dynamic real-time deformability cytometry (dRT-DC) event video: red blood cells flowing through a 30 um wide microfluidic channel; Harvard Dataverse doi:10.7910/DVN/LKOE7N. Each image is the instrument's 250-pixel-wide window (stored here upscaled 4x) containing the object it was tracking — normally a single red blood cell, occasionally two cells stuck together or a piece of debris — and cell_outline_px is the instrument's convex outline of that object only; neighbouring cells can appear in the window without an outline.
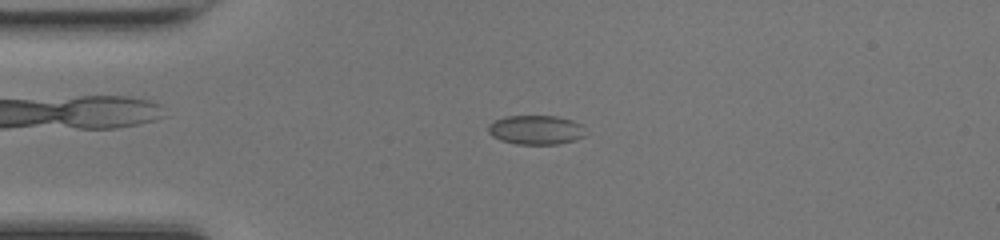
{"species": "common noctule bat (a hibernating species)", "species_latin": "Nyctalus noctula", "temperature_condition": "room temperature", "stored_images_in_passage": 46, "camera_frame_rate_fps": 3000, "um_per_image_px": 0.085, "animal": {"sex": "female", "body_mass_g": 17.0, "forearm_length_mm": 48.0}, "frame": {"image": 1, "passage_image": 10, "time_ms": 3.0, "image_size_px": [1000, 240], "cell_outline_px": [[584, 136], [576, 140], [560, 144], [516, 144], [500, 140], [492, 136], [488, 132], [488, 124], [496, 120], [508, 116], [556, 116], [572, 120], [580, 124]], "centroid_in_image_um": [45.52, 11.05], "position_along_channel_um": 39.5, "area_um2": 16.47}}
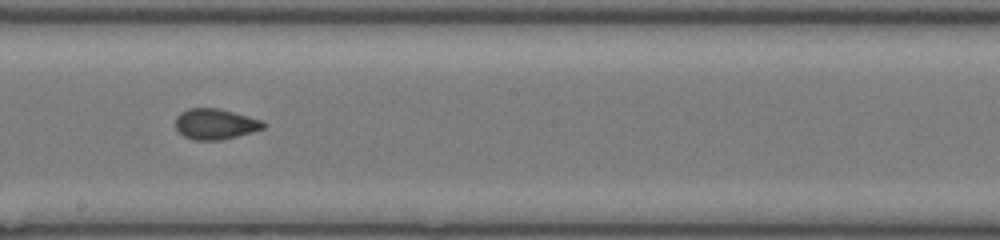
{"frame": {"image": 2, "passage_image": 25, "time_ms": 8.0, "image_size_px": [1000, 240], "cell_outline_px": [[268, 124], [264, 128], [252, 132], [220, 140], [192, 140], [184, 136], [176, 128], [176, 116], [180, 112], [188, 108], [220, 108], [264, 120]], "centroid_in_image_um": [18.33, 10.53], "position_along_channel_um": 229.9, "area_um2": 15.9}}
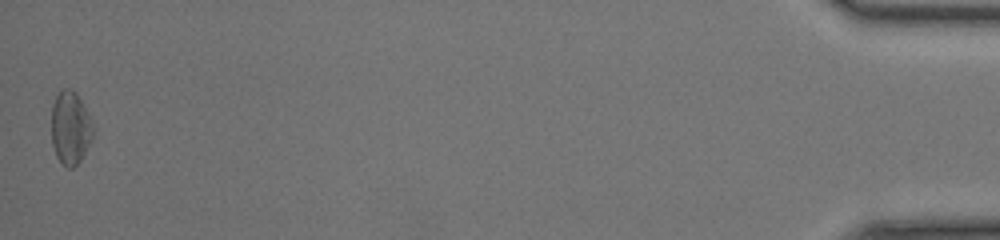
{"frame": {"image": 3, "passage_image": 46, "time_ms": 15.0, "image_size_px": [1000, 240], "cell_outline_px": [[92, 136], [80, 160], [72, 168], [68, 168], [56, 156], [52, 144], [52, 104], [56, 96], [64, 88], [72, 88], [76, 92], [88, 112], [92, 124]], "centroid_in_image_um": [5.96, 10.83], "position_along_channel_um": 429.2, "area_um2": 17.4}, "authors_computed_cell_mechanics": {"area_um2": 16.2129, "velocity_mm_per_s": 4.3399, "shape_relaxation_time_tau1_ms": 11.1794, "shape_relaxation_time_tau2_ms": 1.1303, "deformation_change_tau1": 0.1839, "deformation_change_tau2": 0.0392}}